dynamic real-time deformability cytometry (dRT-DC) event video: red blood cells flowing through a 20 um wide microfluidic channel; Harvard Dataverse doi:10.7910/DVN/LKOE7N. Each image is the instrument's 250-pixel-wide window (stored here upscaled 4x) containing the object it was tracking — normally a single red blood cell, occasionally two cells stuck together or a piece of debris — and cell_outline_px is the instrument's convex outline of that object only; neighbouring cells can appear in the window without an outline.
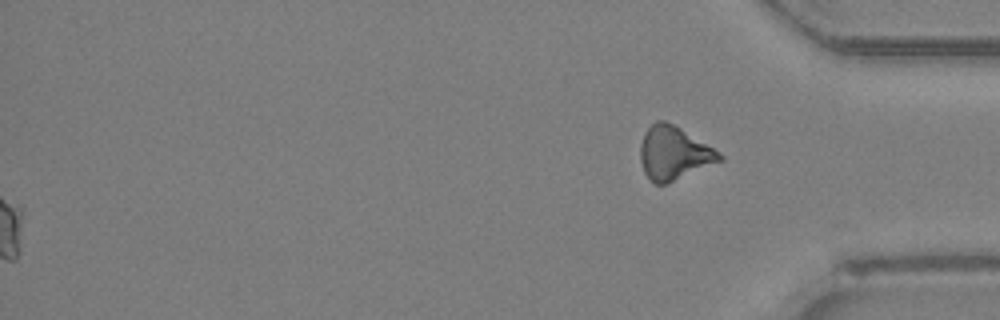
{"species": "Egyptian fruit bat (a non-hibernating species)", "species_latin": "Rousettus aegyptiacus", "temperature_condition": "room temperature", "stored_images_in_passage": 41, "segment_of_instrument_passage": [2, 2], "camera_frame_rate_fps": 3000, "um_per_image_px": 0.085, "animal": {"sex": "female"}, "frame": {"image": 1, "passage_image": 41, "time_ms": 13.333, "image_size_px": [1000, 320], "cell_outline_px": [[724, 160], [664, 184], [656, 184], [644, 172], [640, 160], [640, 144], [644, 132], [656, 120], [664, 120], [680, 128], [712, 148], [724, 156]], "centroid_in_image_um": [57.25, 13.01], "position_along_channel_um": 378.0, "area_um2": 24.16}}